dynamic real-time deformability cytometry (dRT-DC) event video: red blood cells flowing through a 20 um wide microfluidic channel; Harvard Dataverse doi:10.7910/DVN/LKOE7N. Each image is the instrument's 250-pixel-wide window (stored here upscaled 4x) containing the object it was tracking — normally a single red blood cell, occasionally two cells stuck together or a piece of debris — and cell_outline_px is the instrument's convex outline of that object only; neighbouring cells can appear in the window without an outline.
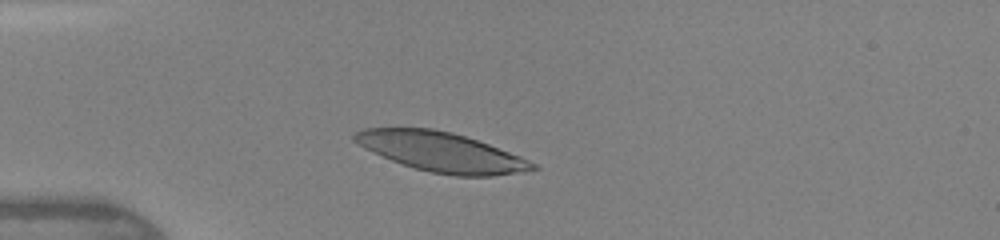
{"species": "human", "species_latin": "Homo sapiens", "temperature_condition": "warm", "stored_images_in_passage": 11, "camera_frame_rate_fps": 3000, "um_per_image_px": 0.085, "donor": {"sex": "female"}, "frame": {"image": 1, "passage_image": 4, "time_ms": 2.0, "image_size_px": [1000, 240], "cell_outline_px": [[540, 168], [492, 176], [456, 176], [432, 172], [416, 168], [392, 160], [372, 152], [364, 148], [352, 140], [352, 136], [356, 132], [364, 128], [432, 128], [452, 132], [488, 144], [520, 156], [536, 164]], "centroid_in_image_um": [37.48, 12.9], "position_along_channel_um": 47.5, "area_um2": 40.46}}
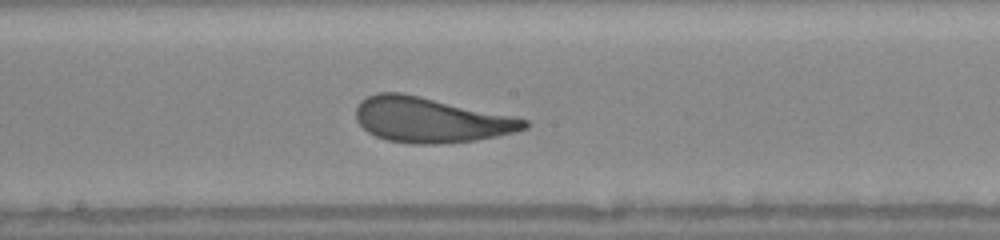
{"frame": {"image": 2, "passage_image": 11, "time_ms": 6.333, "image_size_px": [1000, 240], "cell_outline_px": [[528, 128], [496, 136], [476, 140], [436, 144], [412, 144], [388, 140], [376, 136], [368, 132], [356, 120], [356, 108], [360, 100], [368, 96], [380, 92], [404, 92], [516, 116], [528, 120]], "centroid_in_image_um": [36.61, 10.17], "position_along_channel_um": 211.6, "area_um2": 44.56}}